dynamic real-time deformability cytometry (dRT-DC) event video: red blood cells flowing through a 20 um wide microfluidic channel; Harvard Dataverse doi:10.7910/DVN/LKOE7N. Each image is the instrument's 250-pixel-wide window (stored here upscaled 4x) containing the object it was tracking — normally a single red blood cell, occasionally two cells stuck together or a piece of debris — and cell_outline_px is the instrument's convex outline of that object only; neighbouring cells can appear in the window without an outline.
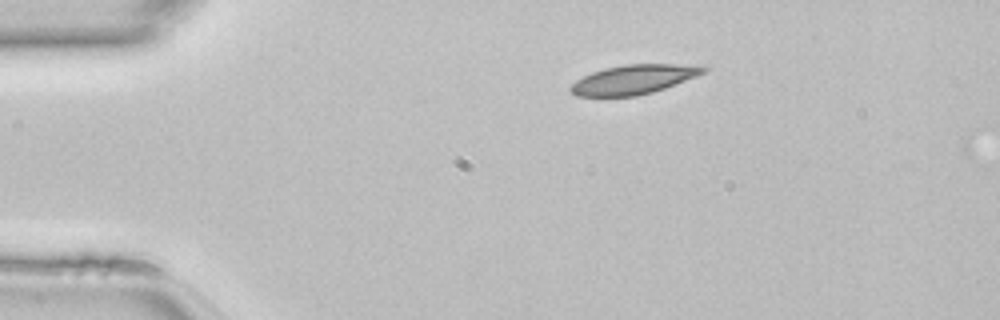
{"species": "common noctule bat (a hibernating species)", "species_latin": "Nyctalus noctula", "temperature_condition": "room temperature", "stored_images_in_passage": 2, "camera_frame_rate_fps": 3000, "um_per_image_px": 0.085, "animal": {"sex": "female", "body_mass_g": 22.7, "forearm_length_mm": 54.2}, "frame": {"image": 1, "passage_image": 1, "time_ms": 0.0, "image_size_px": [1000, 320], "cell_outline_px": [[708, 68], [704, 72], [696, 76], [664, 88], [652, 92], [636, 96], [576, 96], [568, 88], [576, 80], [592, 72], [604, 68], [624, 64], [704, 64]], "centroid_in_image_um": [53.88, 6.74], "position_along_channel_um": 31.1, "area_um2": 22.72}}